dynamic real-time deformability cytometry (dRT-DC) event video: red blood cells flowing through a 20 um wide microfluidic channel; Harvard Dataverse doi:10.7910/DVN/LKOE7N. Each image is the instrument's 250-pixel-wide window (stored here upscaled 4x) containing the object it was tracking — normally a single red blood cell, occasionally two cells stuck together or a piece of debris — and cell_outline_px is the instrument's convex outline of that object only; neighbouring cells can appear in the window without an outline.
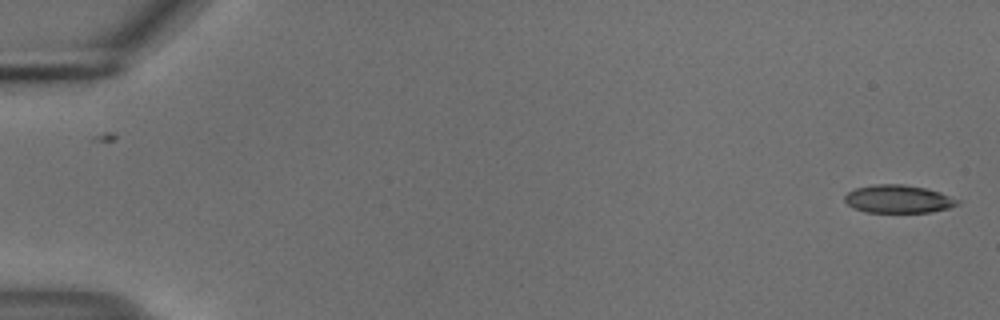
{"species": "common noctule bat (a hibernating species)", "species_latin": "Nyctalus noctula", "temperature_condition": "cold", "stored_images_in_passage": 7, "camera_frame_rate_fps": 3000, "um_per_image_px": 0.085, "animal": {"sex": "male", "body_mass_g": 18.8}, "frame": {"image": 1, "passage_image": 1, "time_ms": 0.0, "image_size_px": [1000, 320], "cell_outline_px": [[960, 204], [948, 208], [932, 212], [864, 212], [848, 204], [844, 200], [844, 196], [848, 192], [856, 188], [872, 184], [904, 184], [924, 188], [940, 192], [960, 200]], "centroid_in_image_um": [76.36, 16.91], "position_along_channel_um": 8.6, "area_um2": 18.38}}